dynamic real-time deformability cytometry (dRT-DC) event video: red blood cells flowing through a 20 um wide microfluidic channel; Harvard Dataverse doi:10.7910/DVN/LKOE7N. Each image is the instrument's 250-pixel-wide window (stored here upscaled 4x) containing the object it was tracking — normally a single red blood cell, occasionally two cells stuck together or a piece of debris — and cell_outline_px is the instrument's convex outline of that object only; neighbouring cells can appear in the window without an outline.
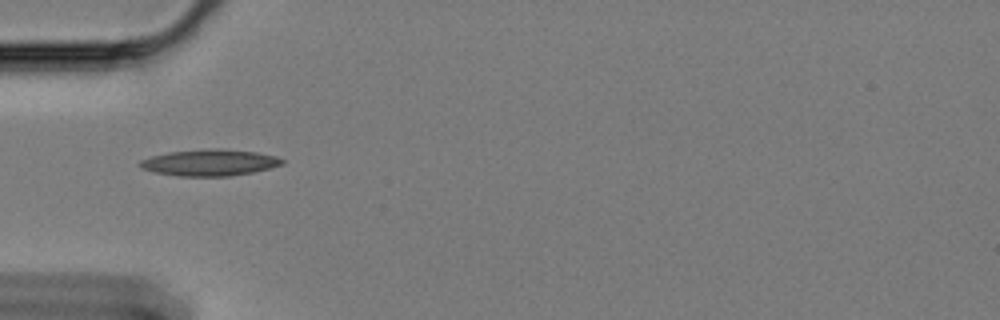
{"species": "Egyptian fruit bat (a non-hibernating species)", "species_latin": "Rousettus aegyptiacus", "temperature_condition": "cold", "stored_images_in_passage": 41, "camera_frame_rate_fps": 3000, "um_per_image_px": 0.085, "animal": {"sex": "female"}, "frame": {"image": 1, "passage_image": 1, "time_ms": 0.0, "image_size_px": [1000, 320], "cell_outline_px": [[284, 164], [252, 172], [228, 176], [176, 176], [156, 172], [140, 168], [136, 164], [140, 160], [152, 156], [168, 152], [208, 148], [224, 148], [256, 152], [276, 156], [284, 160]], "centroid_in_image_um": [17.79, 13.81], "position_along_channel_um": 67.2, "area_um2": 22.02}}
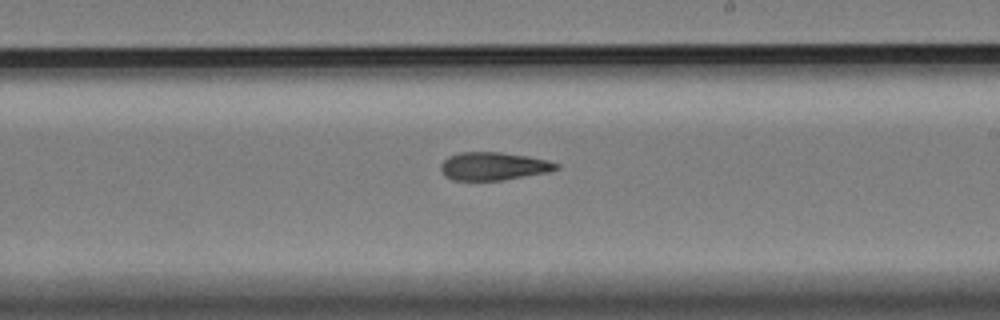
{"frame": {"image": 2, "passage_image": 17, "time_ms": 5.333, "image_size_px": [1000, 320], "cell_outline_px": [[560, 168], [548, 172], [504, 180], [452, 180], [444, 176], [440, 168], [440, 164], [448, 156], [460, 152], [500, 152], [528, 156], [548, 160], [560, 164]], "centroid_in_image_um": [41.95, 14.12], "position_along_channel_um": 247.1, "area_um2": 19.02}}
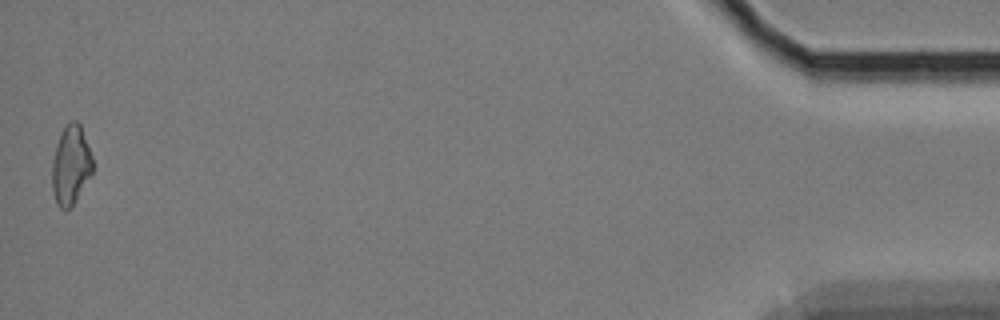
{"frame": {"image": 3, "passage_image": 41, "time_ms": 13.333, "image_size_px": [1000, 320], "cell_outline_px": [[92, 172], [72, 204], [68, 208], [60, 208], [56, 204], [52, 188], [52, 164], [56, 148], [60, 136], [64, 128], [72, 120], [76, 120], [80, 124], [92, 156]], "centroid_in_image_um": [6.01, 14.03], "position_along_channel_um": 429.2, "area_um2": 18.03}, "authors_computed_cell_mechanics": {"area_um2": 19.2474, "velocity_mm_per_s": 3.3675, "shape_relaxation_time_tau1_ms": 7.197, "shape_relaxation_time_tau2_ms": 5.1305, "deformation_change_tau1": 0.1725, "deformation_change_tau2": 0.144}}